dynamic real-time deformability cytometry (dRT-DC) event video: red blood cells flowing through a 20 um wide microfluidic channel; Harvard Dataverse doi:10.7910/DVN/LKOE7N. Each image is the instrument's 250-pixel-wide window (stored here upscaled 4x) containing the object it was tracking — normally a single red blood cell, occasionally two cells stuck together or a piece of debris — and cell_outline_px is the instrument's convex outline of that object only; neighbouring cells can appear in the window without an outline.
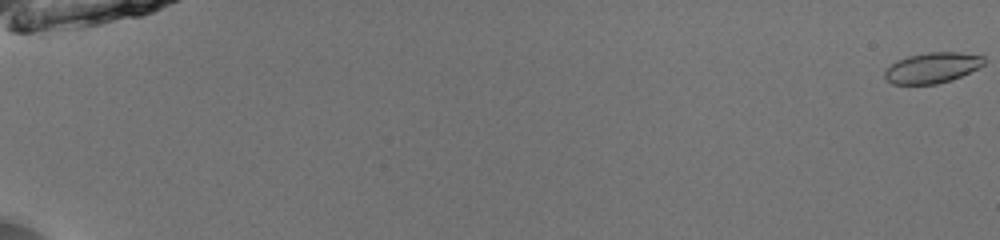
{"species": "common noctule bat (a hibernating species)", "species_latin": "Nyctalus noctula", "temperature_condition": "room temperature", "stored_images_in_passage": 52, "camera_frame_rate_fps": 3000, "um_per_image_px": 0.085, "animal": {"sex": "male", "body_mass_g": 13.0, "forearm_length_mm": 53.1}, "frame": {"image": 1, "passage_image": 1, "time_ms": 0.0, "image_size_px": [1000, 240], "cell_outline_px": [[984, 64], [980, 68], [952, 80], [936, 84], [892, 84], [884, 76], [884, 72], [896, 60], [908, 56], [928, 52], [960, 52], [984, 56]], "centroid_in_image_um": [79.27, 5.76], "position_along_channel_um": 5.7, "area_um2": 17.74}}
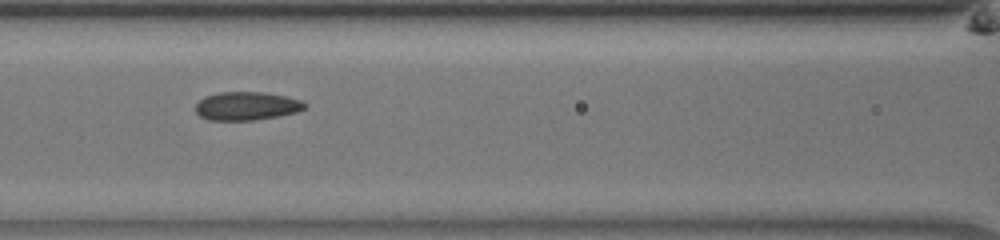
{"frame": {"image": 2, "passage_image": 27, "time_ms": 8.667, "image_size_px": [1000, 240], "cell_outline_px": [[308, 104], [304, 108], [296, 112], [276, 116], [252, 120], [208, 120], [200, 116], [196, 112], [196, 104], [204, 96], [220, 92], [264, 92], [284, 96], [300, 100]], "centroid_in_image_um": [20.93, 9.0], "position_along_channel_um": 145.7, "area_um2": 17.92}}
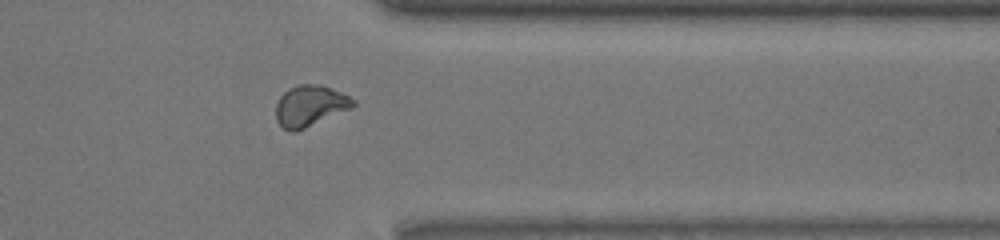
{"frame": {"image": 3, "passage_image": 45, "time_ms": 14.667, "image_size_px": [1000, 240], "cell_outline_px": [[356, 104], [352, 108], [296, 132], [288, 132], [276, 120], [276, 104], [280, 96], [288, 88], [300, 84], [320, 84], [332, 88], [356, 100]], "centroid_in_image_um": [26.35, 9.0], "position_along_channel_um": 385.1, "area_um2": 18.61}}